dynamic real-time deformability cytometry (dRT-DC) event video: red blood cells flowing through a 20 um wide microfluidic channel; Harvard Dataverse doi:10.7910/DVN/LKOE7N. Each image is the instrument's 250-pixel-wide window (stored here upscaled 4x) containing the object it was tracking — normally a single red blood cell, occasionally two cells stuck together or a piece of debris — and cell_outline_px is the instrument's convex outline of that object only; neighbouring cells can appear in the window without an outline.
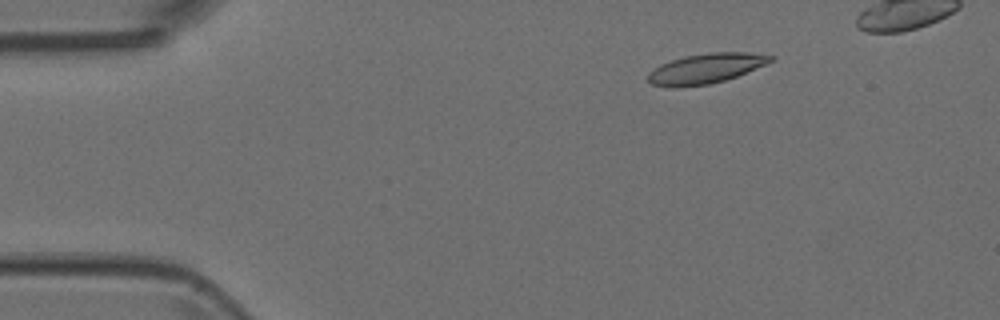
{"species": "Egyptian fruit bat (a non-hibernating species)", "species_latin": "Rousettus aegyptiacus", "temperature_condition": "room temperature", "stored_images_in_passage": 6, "camera_frame_rate_fps": 3000, "um_per_image_px": 0.085, "animal": {"sex": "female"}, "frame": {"image": 1, "passage_image": 3, "time_ms": 0.667, "image_size_px": [1000, 320], "cell_outline_px": [[776, 60], [736, 76], [724, 80], [708, 84], [676, 88], [672, 88], [652, 84], [648, 80], [648, 72], [660, 64], [684, 56], [708, 52], [748, 52], [776, 56]], "centroid_in_image_um": [60.0, 5.81], "position_along_channel_um": 25.0, "area_um2": 21.5}}